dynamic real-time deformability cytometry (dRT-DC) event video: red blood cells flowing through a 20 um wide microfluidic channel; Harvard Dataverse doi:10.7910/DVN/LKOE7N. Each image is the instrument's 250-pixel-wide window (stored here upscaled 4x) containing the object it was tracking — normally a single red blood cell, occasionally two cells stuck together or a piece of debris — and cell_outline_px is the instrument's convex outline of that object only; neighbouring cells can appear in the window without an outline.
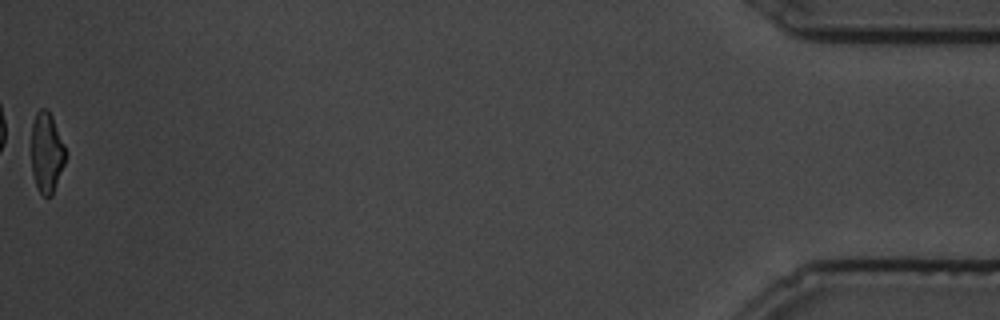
{"species": "common noctule bat (a hibernating species)", "species_latin": "Nyctalus noctula", "temperature_condition": "cold", "stored_images_in_passage": 79, "camera_frame_rate_fps": 3000, "um_per_image_px": 0.085, "animal": {"sex": "male", "body_mass_g": 19.5, "forearm_length_mm": 54.6}, "frame": {"image": 1, "passage_image": 79, "time_ms": 26.0, "image_size_px": [1000, 320], "cell_outline_px": [[68, 152], [64, 164], [52, 196], [44, 196], [36, 188], [32, 172], [32, 124], [36, 112], [40, 108], [48, 108], [52, 116]], "centroid_in_image_um": [3.98, 12.95], "position_along_channel_um": 431.2, "area_um2": 16.24}}